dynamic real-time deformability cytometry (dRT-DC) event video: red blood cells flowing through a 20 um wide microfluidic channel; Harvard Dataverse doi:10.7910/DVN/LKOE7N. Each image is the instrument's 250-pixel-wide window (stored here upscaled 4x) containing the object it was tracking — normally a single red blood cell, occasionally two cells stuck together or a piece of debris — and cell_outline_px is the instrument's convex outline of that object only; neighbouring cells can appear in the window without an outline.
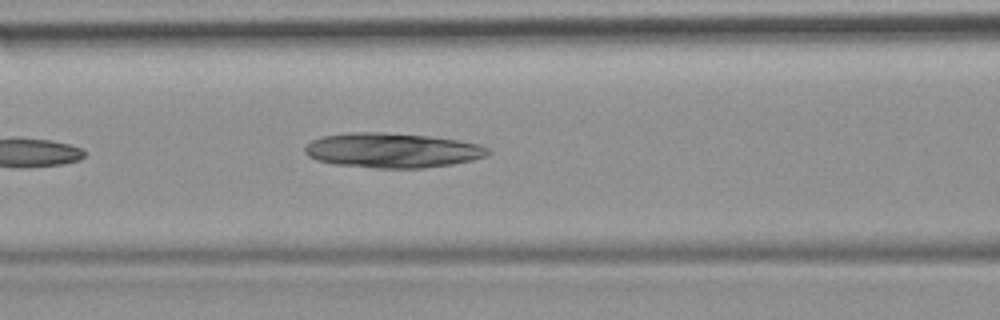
{"species": "common noctule bat (a hibernating species)", "species_latin": "Nyctalus noctula", "temperature_condition": "room temperature", "stored_images_in_passage": 6, "camera_frame_rate_fps": 3000, "um_per_image_px": 0.085, "animal": {"sex": "female", "body_mass_g": 19.9}, "frame": {"image": 1, "passage_image": 6, "time_ms": 6.0, "image_size_px": [1000, 320], "cell_outline_px": [[492, 152], [488, 156], [472, 160], [452, 164], [424, 168], [376, 168], [332, 164], [316, 160], [308, 156], [304, 152], [304, 148], [312, 140], [324, 136], [352, 132], [384, 132], [428, 136], [460, 140], [480, 144], [488, 148]], "centroid_in_image_um": [33.37, 12.78], "position_along_channel_um": 133.2, "area_um2": 37.34}}